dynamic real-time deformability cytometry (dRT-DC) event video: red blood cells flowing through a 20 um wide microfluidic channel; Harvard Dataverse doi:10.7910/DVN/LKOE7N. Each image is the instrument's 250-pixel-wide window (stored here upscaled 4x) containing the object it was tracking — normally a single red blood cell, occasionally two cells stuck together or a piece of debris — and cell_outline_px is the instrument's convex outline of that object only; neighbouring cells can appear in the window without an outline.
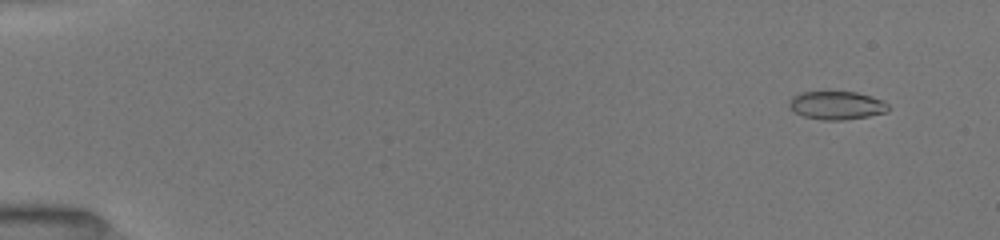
{"species": "common noctule bat (a hibernating species)", "species_latin": "Nyctalus noctula", "temperature_condition": "room temperature", "stored_images_in_passage": 52, "camera_frame_rate_fps": 3000, "um_per_image_px": 0.085, "animal": {"sex": "female", "body_mass_g": 19.5, "forearm_length_mm": 54.1}, "frame": {"image": 1, "passage_image": 4, "time_ms": 1.0, "image_size_px": [1000, 240], "cell_outline_px": [[888, 112], [868, 116], [844, 120], [824, 120], [804, 116], [796, 112], [788, 104], [792, 96], [800, 92], [856, 92], [872, 96], [888, 104]], "centroid_in_image_um": [71.12, 8.95], "position_along_channel_um": 13.9, "area_um2": 16.18}}
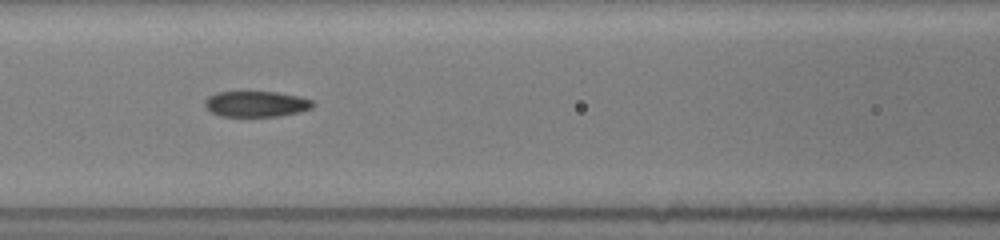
{"frame": {"image": 2, "passage_image": 24, "time_ms": 7.667, "image_size_px": [1000, 240], "cell_outline_px": [[316, 104], [312, 108], [300, 112], [276, 116], [220, 116], [212, 112], [204, 104], [204, 100], [208, 96], [216, 92], [244, 88], [276, 92], [300, 96], [312, 100]], "centroid_in_image_um": [21.75, 8.77], "position_along_channel_um": 144.8, "area_um2": 17.11}}
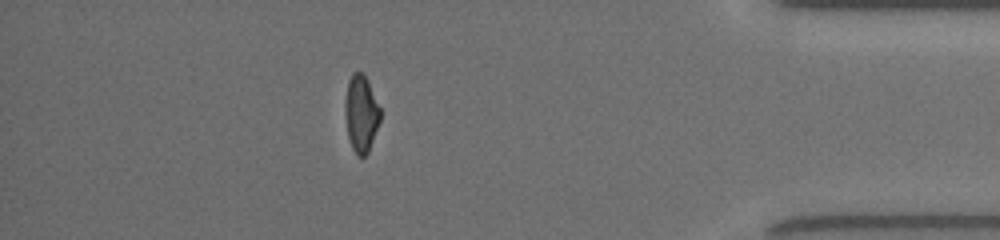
{"frame": {"image": 3, "passage_image": 46, "time_ms": 15.0, "image_size_px": [1000, 240], "cell_outline_px": [[380, 120], [368, 152], [364, 156], [356, 156], [352, 148], [348, 136], [344, 112], [344, 100], [348, 80], [352, 72], [364, 72], [368, 80], [380, 108]], "centroid_in_image_um": [30.67, 9.62], "position_along_channel_um": 404.5, "area_um2": 15.95}, "authors_computed_cell_mechanics": {"area_um2": 16.5597, "velocity_mm_per_s": 4.0416, "shape_relaxation_time_tau1_ms": null, "shape_relaxation_time_tau2_ms": 2.5632, "deformation_change_tau1": null, "deformation_change_tau2": 0.09}}